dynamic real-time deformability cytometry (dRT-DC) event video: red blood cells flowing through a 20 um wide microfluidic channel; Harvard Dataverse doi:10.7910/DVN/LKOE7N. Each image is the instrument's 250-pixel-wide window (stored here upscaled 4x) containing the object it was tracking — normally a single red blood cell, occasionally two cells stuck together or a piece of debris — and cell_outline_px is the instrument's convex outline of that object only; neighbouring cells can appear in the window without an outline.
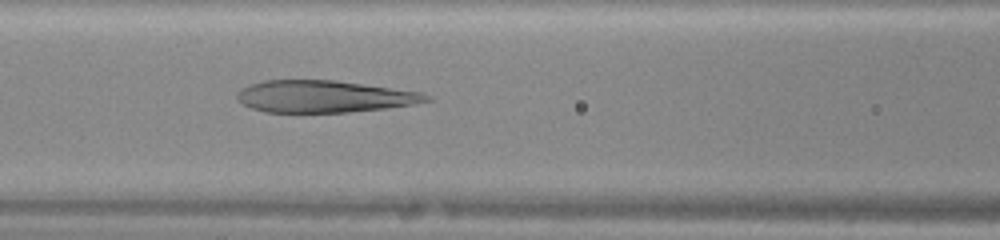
{"species": "human", "species_latin": "Homo sapiens", "temperature_condition": "warm", "stored_images_in_passage": 32, "camera_frame_rate_fps": 3000, "um_per_image_px": 0.085, "donor": {"sex": "female"}, "frame": {"image": 1, "passage_image": 10, "time_ms": 3.0, "image_size_px": [1000, 240], "cell_outline_px": [[432, 100], [412, 104], [384, 108], [348, 112], [264, 112], [252, 108], [236, 100], [236, 96], [248, 84], [264, 80], [336, 80], [424, 92], [432, 96]], "centroid_in_image_um": [27.58, 8.19], "position_along_channel_um": 139.0, "area_um2": 35.32}}
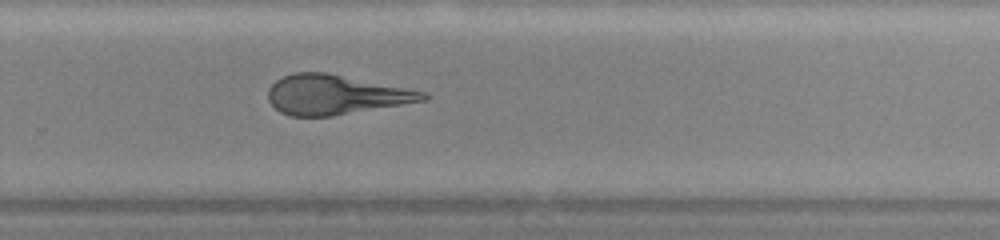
{"frame": {"image": 2, "passage_image": 21, "time_ms": 6.667, "image_size_px": [1000, 240], "cell_outline_px": [[428, 100], [332, 116], [292, 116], [280, 112], [268, 100], [268, 88], [276, 80], [284, 76], [296, 72], [328, 72], [428, 92]], "centroid_in_image_um": [28.54, 8.04], "position_along_channel_um": 301.3, "area_um2": 35.84}}
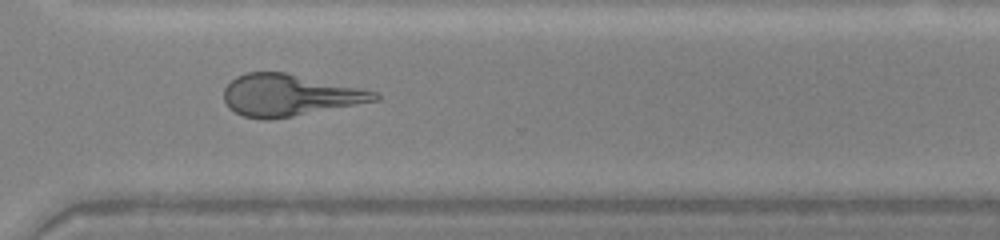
{"frame": {"image": 3, "passage_image": 24, "time_ms": 7.667, "image_size_px": [1000, 240], "cell_outline_px": [[380, 100], [292, 116], [268, 120], [264, 120], [244, 116], [228, 108], [224, 100], [224, 88], [236, 76], [248, 72], [284, 72], [380, 92]], "centroid_in_image_um": [24.6, 8.09], "position_along_channel_um": 346.0, "area_um2": 36.47}}